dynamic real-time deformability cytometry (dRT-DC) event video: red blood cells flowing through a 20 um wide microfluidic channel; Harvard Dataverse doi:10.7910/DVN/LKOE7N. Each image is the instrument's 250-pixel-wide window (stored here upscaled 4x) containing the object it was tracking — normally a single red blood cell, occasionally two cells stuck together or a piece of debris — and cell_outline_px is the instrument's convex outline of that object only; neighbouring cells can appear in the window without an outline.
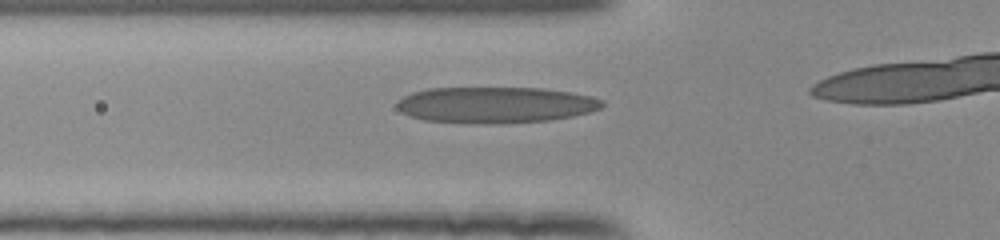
{"species": "human", "species_latin": "Homo sapiens", "temperature_condition": "room temperature", "stored_images_in_passage": 17, "camera_frame_rate_fps": 3000, "um_per_image_px": 0.085, "donor": {"sex": "female"}, "frame": {"image": 1, "passage_image": 12, "time_ms": 3.667, "image_size_px": [1000, 240], "cell_outline_px": [[604, 104], [600, 108], [592, 112], [572, 116], [548, 120], [488, 124], [424, 120], [412, 116], [396, 108], [396, 104], [404, 96], [412, 92], [428, 88], [540, 88], [572, 92], [592, 96], [604, 100]], "centroid_in_image_um": [42.15, 8.91], "position_along_channel_um": 83.6, "area_um2": 43.12}}
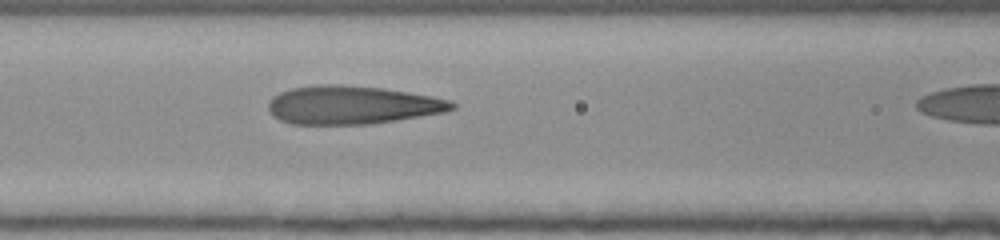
{"frame": {"image": 2, "passage_image": 16, "time_ms": 5.0, "image_size_px": [1000, 240], "cell_outline_px": [[456, 108], [448, 112], [372, 124], [292, 124], [280, 120], [272, 116], [268, 108], [268, 100], [272, 96], [280, 92], [292, 88], [316, 84], [340, 84], [384, 88], [432, 96], [452, 100], [456, 104]], "centroid_in_image_um": [29.95, 8.92], "position_along_channel_um": 136.7, "area_um2": 41.56}}